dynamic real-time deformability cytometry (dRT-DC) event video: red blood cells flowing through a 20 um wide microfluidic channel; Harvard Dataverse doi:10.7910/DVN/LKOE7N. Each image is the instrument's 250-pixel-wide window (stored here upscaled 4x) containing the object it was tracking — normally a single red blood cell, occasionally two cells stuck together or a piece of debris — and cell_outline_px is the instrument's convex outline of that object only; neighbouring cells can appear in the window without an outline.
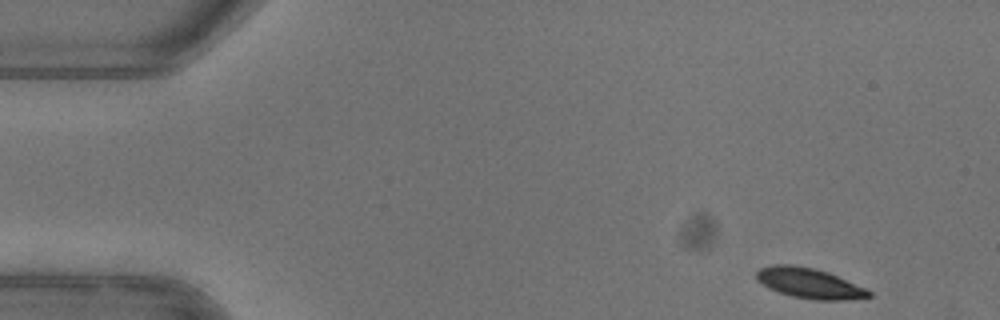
{"species": "common noctule bat (a hibernating species)", "species_latin": "Nyctalus noctula", "temperature_condition": "warm", "stored_images_in_passage": 49, "camera_frame_rate_fps": 3000, "um_per_image_px": 0.085, "animal": {"sex": "female"}, "frame": {"image": 1, "passage_image": 1, "time_ms": 0.0, "image_size_px": [1000, 320], "cell_outline_px": [[872, 296], [844, 300], [816, 300], [792, 296], [780, 292], [756, 280], [756, 272], [760, 268], [772, 264], [792, 264], [816, 268], [828, 272], [868, 288], [872, 292]], "centroid_in_image_um": [68.84, 24.06], "position_along_channel_um": 16.2, "area_um2": 19.88}}
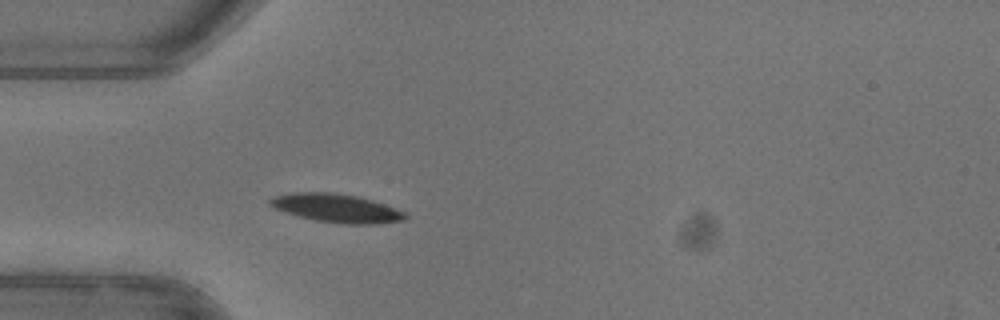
{"frame": {"image": 2, "passage_image": 12, "time_ms": 3.667, "image_size_px": [1000, 320], "cell_outline_px": [[408, 216], [404, 220], [376, 224], [344, 224], [316, 220], [296, 216], [284, 212], [268, 204], [268, 200], [272, 196], [292, 192], [332, 192], [360, 196], [384, 204], [404, 212]], "centroid_in_image_um": [28.57, 17.68], "position_along_channel_um": 56.4, "area_um2": 22.6}}
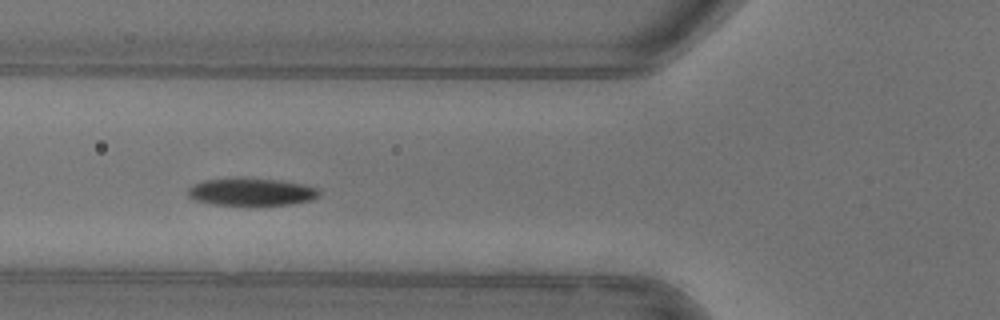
{"frame": {"image": 3, "passage_image": 16, "time_ms": 5.0, "image_size_px": [1000, 320], "cell_outline_px": [[320, 196], [312, 200], [288, 204], [212, 204], [196, 200], [188, 196], [188, 188], [192, 184], [204, 180], [236, 176], [280, 180], [304, 184], [320, 188]], "centroid_in_image_um": [21.37, 16.27], "position_along_channel_um": 104.4, "area_um2": 21.33}, "authors_computed_cell_mechanics": {"area_um2": 21.1548, "velocity_mm_per_s": 3.9449, "shape_relaxation_time_tau1_ms": 3.1887, "shape_relaxation_time_tau2_ms": null, "deformation_change_tau1": 0.1299, "deformation_change_tau2": null}}